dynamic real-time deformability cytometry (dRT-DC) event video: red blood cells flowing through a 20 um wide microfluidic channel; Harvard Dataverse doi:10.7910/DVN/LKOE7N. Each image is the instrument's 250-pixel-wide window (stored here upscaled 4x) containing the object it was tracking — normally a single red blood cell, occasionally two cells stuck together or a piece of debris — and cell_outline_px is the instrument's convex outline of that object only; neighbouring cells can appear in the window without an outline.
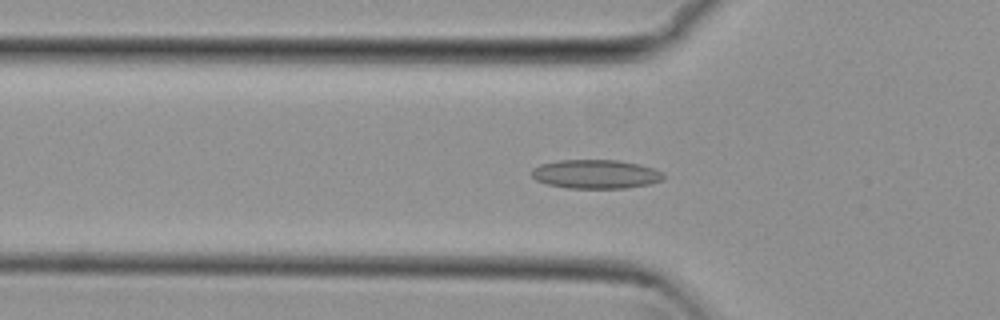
{"species": "common noctule bat (a hibernating species)", "species_latin": "Nyctalus noctula", "temperature_condition": "cold", "stored_images_in_passage": 49, "camera_frame_rate_fps": 3000, "um_per_image_px": 0.085, "animal": {"sex": "female", "body_mass_g": 29.2, "forearm_length_mm": 56.3}, "frame": {"image": 1, "passage_image": 17, "time_ms": 5.333, "image_size_px": [1000, 320], "cell_outline_px": [[664, 180], [652, 184], [624, 188], [568, 188], [548, 184], [536, 180], [532, 176], [532, 168], [540, 164], [560, 160], [616, 160], [640, 164], [664, 172]], "centroid_in_image_um": [50.67, 14.8], "position_along_channel_um": 75.1, "area_um2": 22.31}}
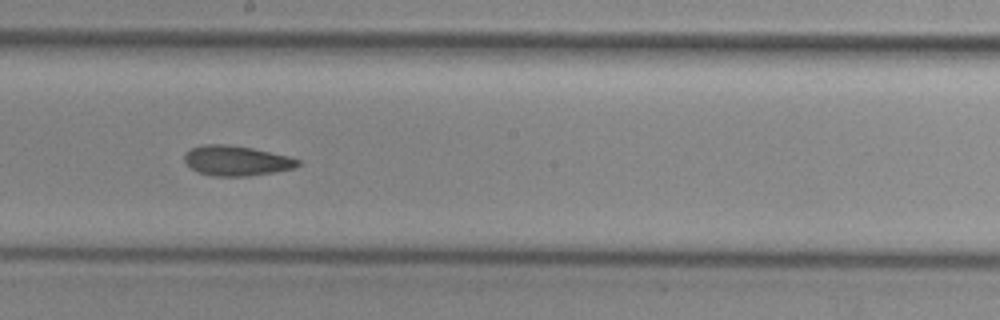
{"frame": {"image": 2, "passage_image": 29, "time_ms": 9.333, "image_size_px": [1000, 320], "cell_outline_px": [[300, 164], [296, 168], [276, 172], [248, 176], [212, 176], [196, 172], [184, 160], [184, 156], [192, 148], [204, 144], [224, 144], [252, 148], [288, 156], [300, 160]], "centroid_in_image_um": [20.12, 13.67], "position_along_channel_um": 228.1, "area_um2": 19.83}}
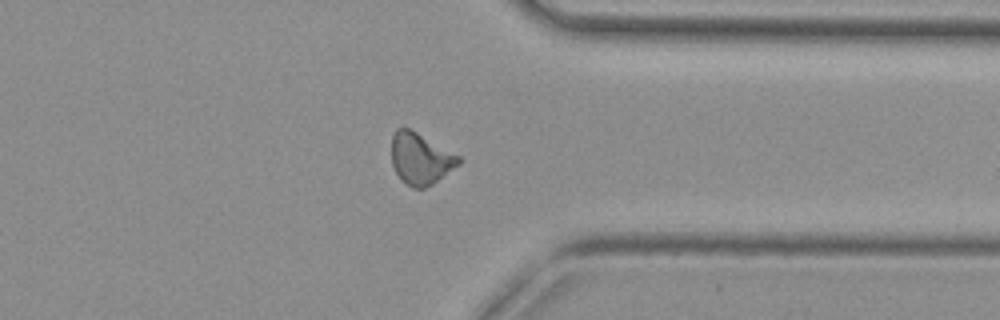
{"frame": {"image": 3, "passage_image": 41, "time_ms": 13.333, "image_size_px": [1000, 320], "cell_outline_px": [[460, 164], [432, 184], [424, 188], [412, 188], [400, 180], [392, 164], [392, 136], [396, 128], [408, 128], [416, 132], [460, 156]], "centroid_in_image_um": [35.72, 13.5], "position_along_channel_um": 375.7, "area_um2": 19.94}, "authors_computed_cell_mechanics": {"area_um2": 20.1722, "velocity_mm_per_s": 3.8137, "shape_relaxation_time_tau1_ms": null, "shape_relaxation_time_tau2_ms": 4.4299, "deformation_change_tau1": null, "deformation_change_tau2": 0.1196}}